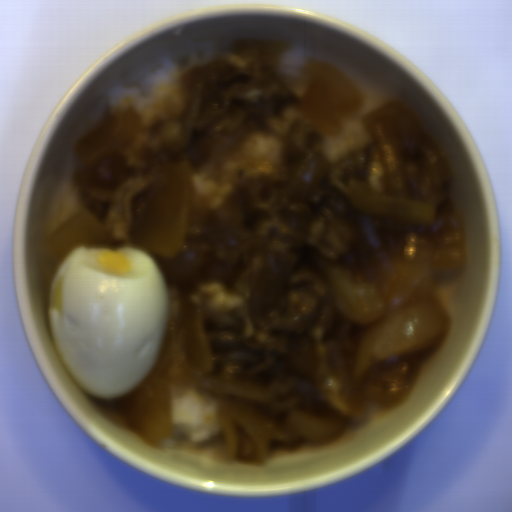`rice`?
<instances>
[{
  "label": "rice",
  "instance_id": "rice-6",
  "mask_svg": "<svg viewBox=\"0 0 512 512\" xmlns=\"http://www.w3.org/2000/svg\"><path fill=\"white\" fill-rule=\"evenodd\" d=\"M82 210L78 192L67 182L58 197L53 210L50 228L51 233L66 219Z\"/></svg>",
  "mask_w": 512,
  "mask_h": 512
},
{
  "label": "rice",
  "instance_id": "rice-7",
  "mask_svg": "<svg viewBox=\"0 0 512 512\" xmlns=\"http://www.w3.org/2000/svg\"><path fill=\"white\" fill-rule=\"evenodd\" d=\"M307 64L306 53L298 49H289L277 61L276 70L284 80L293 81L301 75Z\"/></svg>",
  "mask_w": 512,
  "mask_h": 512
},
{
  "label": "rice",
  "instance_id": "rice-3",
  "mask_svg": "<svg viewBox=\"0 0 512 512\" xmlns=\"http://www.w3.org/2000/svg\"><path fill=\"white\" fill-rule=\"evenodd\" d=\"M369 138L362 115L350 118L344 124L341 135L325 137L323 153L332 162L338 161L362 149L369 142Z\"/></svg>",
  "mask_w": 512,
  "mask_h": 512
},
{
  "label": "rice",
  "instance_id": "rice-4",
  "mask_svg": "<svg viewBox=\"0 0 512 512\" xmlns=\"http://www.w3.org/2000/svg\"><path fill=\"white\" fill-rule=\"evenodd\" d=\"M233 189L231 182L210 180L208 174L189 175V191L212 210L221 206Z\"/></svg>",
  "mask_w": 512,
  "mask_h": 512
},
{
  "label": "rice",
  "instance_id": "rice-8",
  "mask_svg": "<svg viewBox=\"0 0 512 512\" xmlns=\"http://www.w3.org/2000/svg\"><path fill=\"white\" fill-rule=\"evenodd\" d=\"M217 49L214 44L205 43L200 45L188 55V65L199 67L211 64L217 57Z\"/></svg>",
  "mask_w": 512,
  "mask_h": 512
},
{
  "label": "rice",
  "instance_id": "rice-1",
  "mask_svg": "<svg viewBox=\"0 0 512 512\" xmlns=\"http://www.w3.org/2000/svg\"><path fill=\"white\" fill-rule=\"evenodd\" d=\"M106 102L111 112L132 110L141 127L166 123L185 111L183 75L176 59L164 60L156 71L115 84Z\"/></svg>",
  "mask_w": 512,
  "mask_h": 512
},
{
  "label": "rice",
  "instance_id": "rice-5",
  "mask_svg": "<svg viewBox=\"0 0 512 512\" xmlns=\"http://www.w3.org/2000/svg\"><path fill=\"white\" fill-rule=\"evenodd\" d=\"M244 155L251 159L266 161L272 165L280 164L283 156L282 141L269 137L263 132H254L243 143Z\"/></svg>",
  "mask_w": 512,
  "mask_h": 512
},
{
  "label": "rice",
  "instance_id": "rice-2",
  "mask_svg": "<svg viewBox=\"0 0 512 512\" xmlns=\"http://www.w3.org/2000/svg\"><path fill=\"white\" fill-rule=\"evenodd\" d=\"M172 427L159 441L162 447L174 448L181 443L202 446L219 430V404L198 388L182 385L169 387Z\"/></svg>",
  "mask_w": 512,
  "mask_h": 512
}]
</instances>
